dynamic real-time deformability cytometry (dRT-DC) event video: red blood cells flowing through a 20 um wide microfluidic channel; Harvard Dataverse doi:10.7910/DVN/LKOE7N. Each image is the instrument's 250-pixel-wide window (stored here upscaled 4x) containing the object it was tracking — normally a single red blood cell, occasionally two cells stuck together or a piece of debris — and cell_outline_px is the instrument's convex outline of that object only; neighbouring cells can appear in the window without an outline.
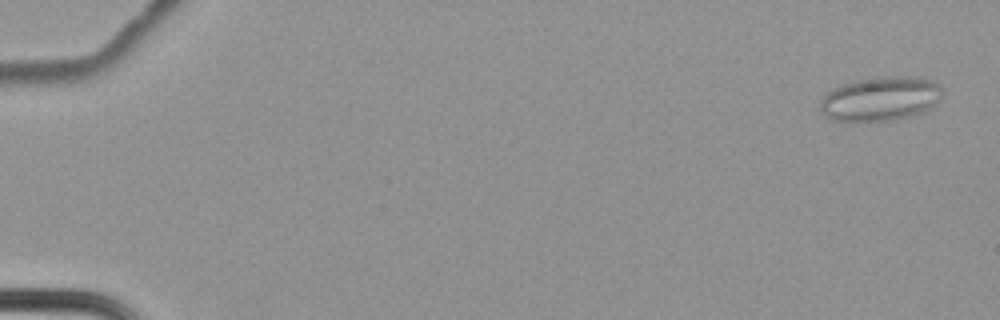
{"species": "common noctule bat (a hibernating species)", "species_latin": "Nyctalus noctula", "temperature_condition": "cold", "stored_images_in_passage": 63, "segment_of_instrument_passage": [1, 2], "camera_frame_rate_fps": 3000, "um_per_image_px": 0.085, "animal": {"sex": "female", "body_mass_g": 22.7, "forearm_length_mm": 54.2}, "frame": {"image": 1, "passage_image": 3, "time_ms": 0.667, "image_size_px": [1000, 320], "cell_outline_px": [[944, 88], [940, 100], [932, 108], [924, 112], [896, 120], [852, 124], [828, 120], [820, 108], [820, 100], [832, 88], [840, 84], [856, 80], [876, 76], [920, 76], [932, 80], [940, 84]], "centroid_in_image_um": [74.84, 8.42], "position_along_channel_um": 10.2, "area_um2": 33.06}}